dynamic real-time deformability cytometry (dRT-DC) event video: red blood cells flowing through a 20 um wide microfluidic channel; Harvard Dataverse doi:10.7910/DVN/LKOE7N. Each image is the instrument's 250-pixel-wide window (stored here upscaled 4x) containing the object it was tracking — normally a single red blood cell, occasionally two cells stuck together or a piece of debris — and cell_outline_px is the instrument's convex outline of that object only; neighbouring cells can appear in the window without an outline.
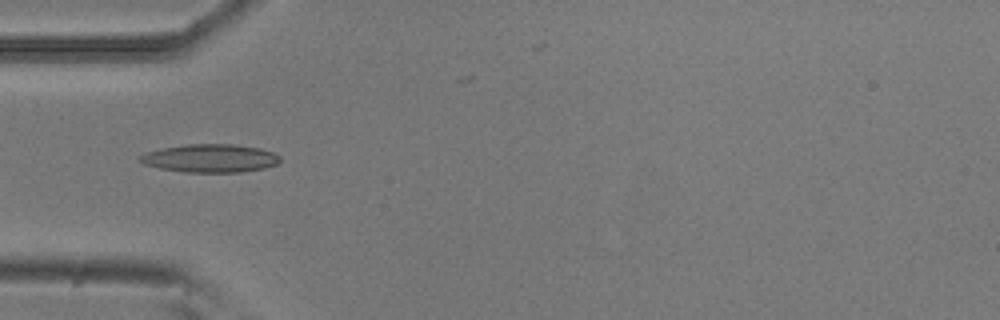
{"species": "common noctule bat (a hibernating species)", "species_latin": "Nyctalus noctula", "temperature_condition": "room temperature", "stored_images_in_passage": 8, "camera_frame_rate_fps": 3000, "um_per_image_px": 0.085, "animal": {"sex": "male", "body_mass_g": 20.5, "forearm_length_mm": 52.5}, "frame": {"image": 1, "passage_image": 5, "time_ms": 1.333, "image_size_px": [1000, 320], "cell_outline_px": [[280, 160], [276, 164], [264, 168], [240, 172], [184, 172], [160, 168], [144, 164], [136, 160], [140, 156], [148, 152], [164, 148], [184, 144], [232, 144], [260, 148], [272, 152], [280, 156]], "centroid_in_image_um": [17.86, 13.45], "position_along_channel_um": 67.1, "area_um2": 22.89}}
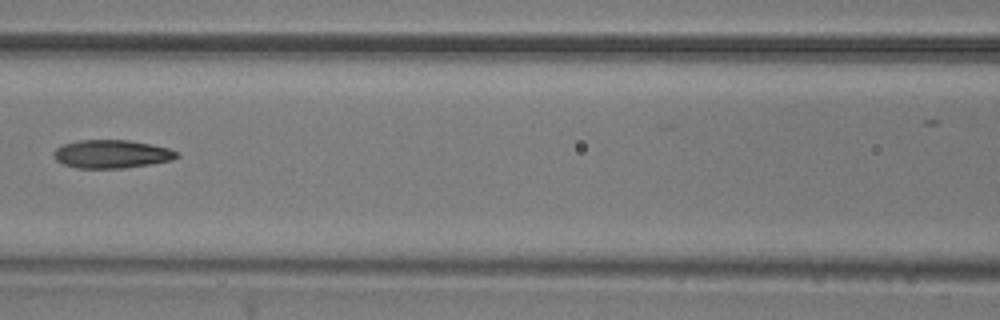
{"frame": {"image": 2, "passage_image": 7, "time_ms": 2.0, "image_size_px": [1000, 320], "cell_outline_px": [[180, 156], [172, 160], [124, 168], [76, 168], [64, 164], [56, 160], [52, 152], [56, 148], [64, 144], [80, 140], [128, 140], [152, 144], [168, 148], [180, 152]], "centroid_in_image_um": [9.51, 13.09], "position_along_channel_um": 157.1, "area_um2": 20.29}}
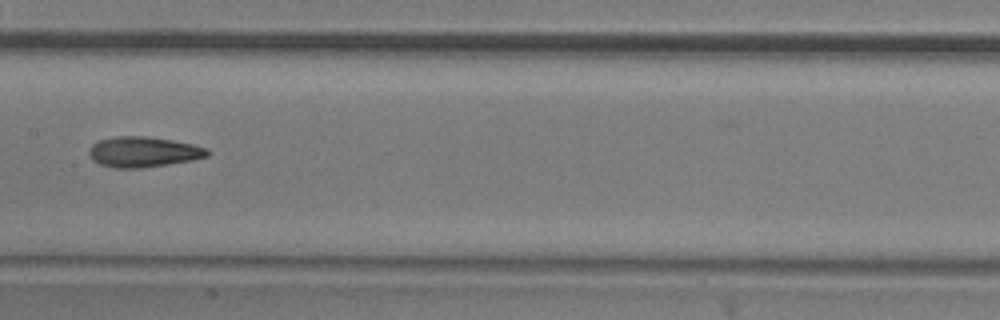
{"frame": {"image": 3, "passage_image": 8, "time_ms": 2.333, "image_size_px": [1000, 320], "cell_outline_px": [[212, 152], [208, 156], [192, 160], [168, 164], [140, 168], [116, 168], [100, 164], [92, 160], [88, 152], [88, 148], [92, 144], [100, 140], [116, 136], [148, 136], [172, 140], [192, 144], [208, 148]], "centroid_in_image_um": [12.19, 12.91], "position_along_channel_um": 195.2, "area_um2": 21.1}}